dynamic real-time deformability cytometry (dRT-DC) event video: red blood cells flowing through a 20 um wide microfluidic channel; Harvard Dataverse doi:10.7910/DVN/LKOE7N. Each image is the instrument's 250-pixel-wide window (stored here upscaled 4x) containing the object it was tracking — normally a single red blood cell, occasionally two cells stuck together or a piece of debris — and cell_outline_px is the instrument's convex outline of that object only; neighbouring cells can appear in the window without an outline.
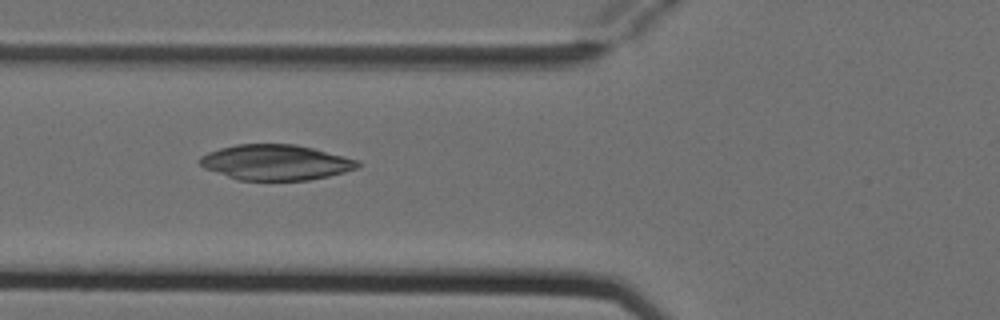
{"species": "Egyptian fruit bat (a non-hibernating species)", "species_latin": "Rousettus aegyptiacus", "temperature_condition": "cold", "stored_images_in_passage": 7, "camera_frame_rate_fps": 3000, "um_per_image_px": 0.085, "animal": {"sex": "female"}, "frame": {"image": 1, "passage_image": 5, "time_ms": 1.333, "image_size_px": [1000, 320], "cell_outline_px": [[360, 164], [356, 168], [344, 172], [328, 176], [308, 180], [236, 180], [204, 168], [196, 160], [200, 156], [208, 152], [220, 148], [236, 144], [296, 144], [360, 160]], "centroid_in_image_um": [23.39, 13.8], "position_along_channel_um": 102.4, "area_um2": 32.66}}
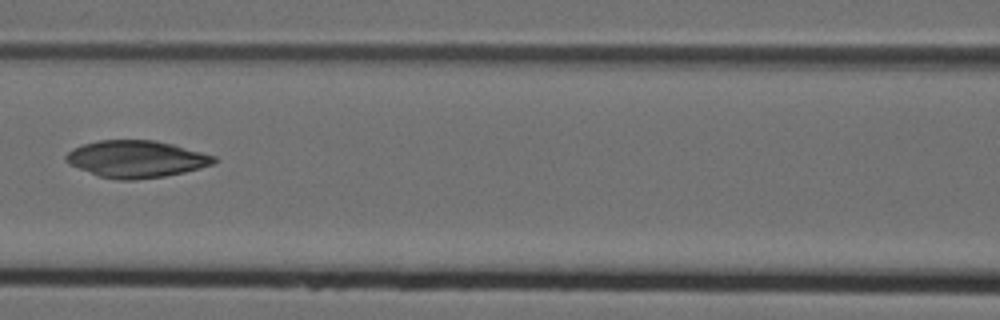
{"frame": {"image": 2, "passage_image": 6, "time_ms": 1.667, "image_size_px": [1000, 320], "cell_outline_px": [[216, 160], [212, 164], [200, 168], [184, 172], [164, 176], [132, 180], [116, 180], [100, 176], [80, 168], [64, 160], [64, 156], [72, 148], [84, 144], [100, 140], [152, 140], [172, 144], [216, 156]], "centroid_in_image_um": [11.58, 13.51], "position_along_channel_um": 155.0, "area_um2": 31.56}}
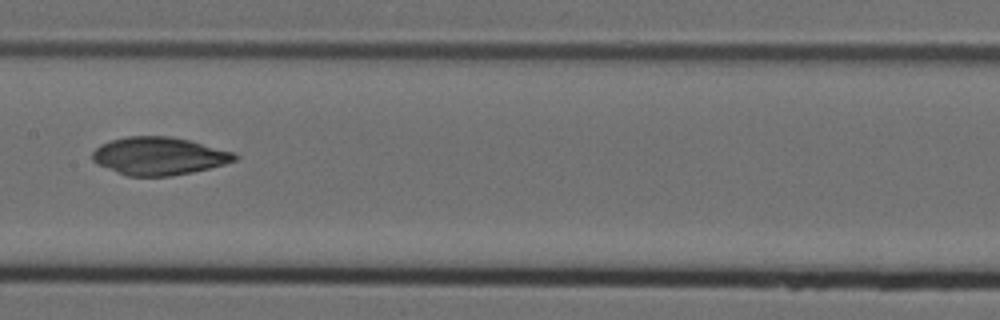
{"frame": {"image": 3, "passage_image": 7, "time_ms": 2.0, "image_size_px": [1000, 320], "cell_outline_px": [[240, 156], [236, 160], [224, 164], [192, 172], [172, 176], [128, 176], [116, 172], [96, 164], [92, 160], [92, 152], [100, 144], [112, 140], [128, 136], [172, 136], [236, 152]], "centroid_in_image_um": [13.51, 13.26], "position_along_channel_um": 193.9, "area_um2": 31.5}}